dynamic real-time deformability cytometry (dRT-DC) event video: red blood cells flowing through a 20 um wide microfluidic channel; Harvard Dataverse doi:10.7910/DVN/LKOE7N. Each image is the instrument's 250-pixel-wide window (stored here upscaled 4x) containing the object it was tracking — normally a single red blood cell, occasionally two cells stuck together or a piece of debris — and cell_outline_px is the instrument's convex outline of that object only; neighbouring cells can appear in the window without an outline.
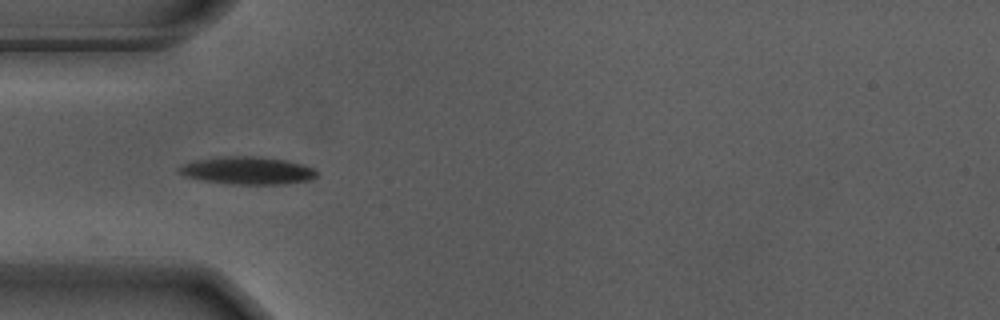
{"species": "Egyptian fruit bat (a non-hibernating species)", "species_latin": "Rousettus aegyptiacus", "temperature_condition": "warm", "stored_images_in_passage": 40, "camera_frame_rate_fps": 3000, "um_per_image_px": 0.085, "animal": {"sex": "male"}, "frame": {"image": 1, "passage_image": 1, "time_ms": 0.0, "image_size_px": [1000, 320], "cell_outline_px": [[316, 176], [312, 180], [284, 184], [232, 184], [204, 180], [184, 176], [176, 168], [184, 164], [196, 160], [224, 156], [256, 156], [284, 160], [300, 164], [312, 168], [316, 172]], "centroid_in_image_um": [21.03, 14.5], "position_along_channel_um": 64.0, "area_um2": 21.91}}
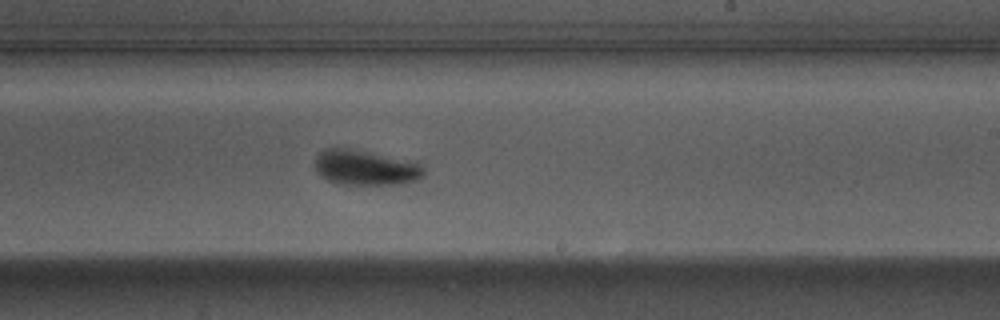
{"frame": {"image": 2, "passage_image": 17, "time_ms": 5.333, "image_size_px": [1000, 320], "cell_outline_px": [[424, 176], [420, 180], [404, 184], [336, 184], [320, 176], [316, 172], [316, 160], [320, 152], [324, 148], [344, 148], [416, 160], [424, 168]], "centroid_in_image_um": [31.13, 14.26], "position_along_channel_um": 257.9, "area_um2": 22.6}}
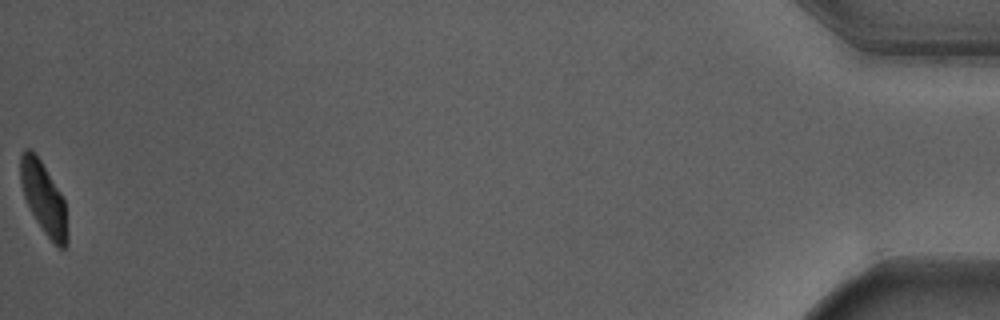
{"frame": {"image": 3, "passage_image": 40, "time_ms": 13.0, "image_size_px": [1000, 320], "cell_outline_px": [[68, 244], [64, 248], [60, 248], [44, 232], [36, 220], [24, 196], [20, 180], [20, 156], [24, 148], [32, 148], [40, 160], [60, 192], [64, 200], [68, 236]], "centroid_in_image_um": [3.7, 16.81], "position_along_channel_um": 431.5, "area_um2": 19.31}, "authors_computed_cell_mechanics": {"area_um2": 21.8195, "velocity_mm_per_s": 3.661, "shape_relaxation_time_tau1_ms": 2.5402, "shape_relaxation_time_tau2_ms": 1.3367, "deformation_change_tau1": 0.1411, "deformation_change_tau2": 0.064}}